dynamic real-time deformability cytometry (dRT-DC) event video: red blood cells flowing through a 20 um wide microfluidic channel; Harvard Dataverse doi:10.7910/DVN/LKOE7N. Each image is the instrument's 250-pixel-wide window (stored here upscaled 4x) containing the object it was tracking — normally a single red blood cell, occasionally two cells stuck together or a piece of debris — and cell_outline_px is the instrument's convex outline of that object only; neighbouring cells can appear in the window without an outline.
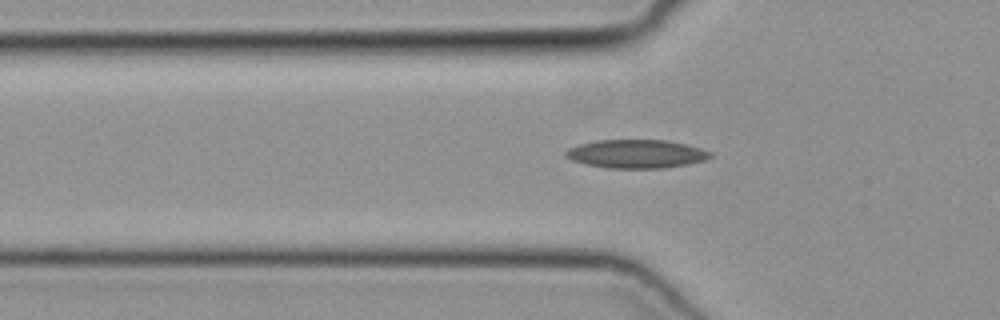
{"species": "common noctule bat (a hibernating species)", "species_latin": "Nyctalus noctula", "temperature_condition": "cold", "stored_images_in_passage": 35, "camera_frame_rate_fps": 3000, "um_per_image_px": 0.085, "animal": {"sex": "female", "body_mass_g": 19.3, "forearm_length_mm": 54.1}, "frame": {"image": 1, "passage_image": 6, "time_ms": 1.667, "image_size_px": [1000, 320], "cell_outline_px": [[712, 156], [704, 160], [688, 164], [664, 168], [608, 168], [588, 164], [572, 160], [564, 152], [568, 148], [580, 144], [596, 140], [664, 140], [684, 144], [700, 148], [712, 152]], "centroid_in_image_um": [54.1, 13.08], "position_along_channel_um": 71.7, "area_um2": 23.76}}
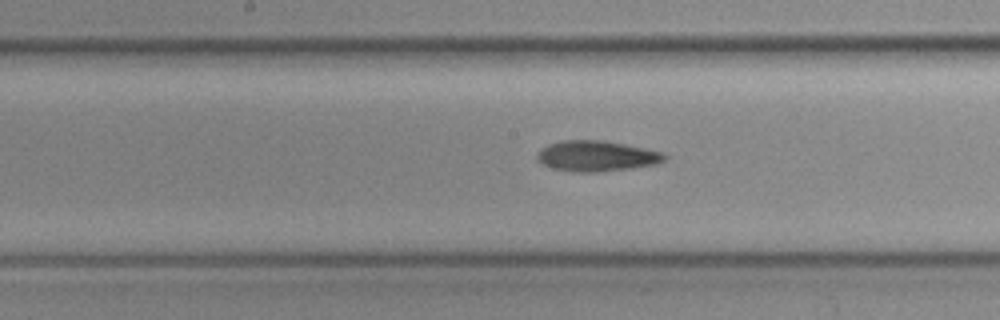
{"frame": {"image": 2, "passage_image": 15, "time_ms": 4.667, "image_size_px": [1000, 320], "cell_outline_px": [[668, 156], [664, 160], [656, 164], [632, 168], [600, 172], [572, 172], [552, 168], [544, 164], [536, 156], [548, 144], [560, 140], [604, 140], [664, 152]], "centroid_in_image_um": [50.75, 13.26], "position_along_channel_um": 197.5, "area_um2": 22.66}}
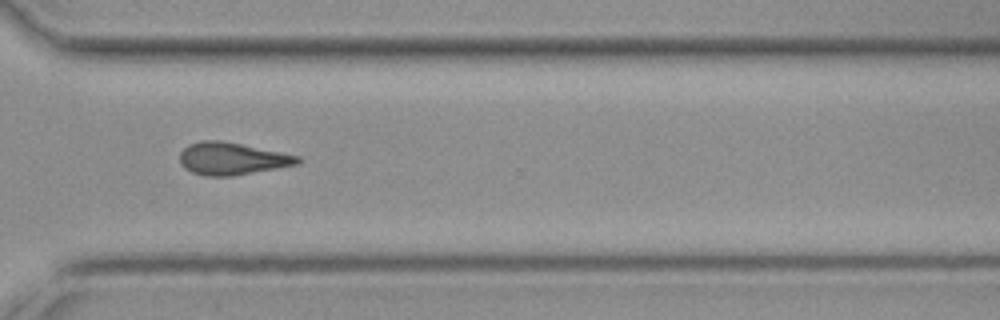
{"frame": {"image": 3, "passage_image": 26, "time_ms": 8.333, "image_size_px": [1000, 320], "cell_outline_px": [[300, 164], [232, 176], [204, 176], [192, 172], [184, 168], [180, 164], [180, 152], [188, 144], [200, 140], [220, 140], [300, 156]], "centroid_in_image_um": [19.68, 13.49], "position_along_channel_um": 350.9, "area_um2": 22.2}}